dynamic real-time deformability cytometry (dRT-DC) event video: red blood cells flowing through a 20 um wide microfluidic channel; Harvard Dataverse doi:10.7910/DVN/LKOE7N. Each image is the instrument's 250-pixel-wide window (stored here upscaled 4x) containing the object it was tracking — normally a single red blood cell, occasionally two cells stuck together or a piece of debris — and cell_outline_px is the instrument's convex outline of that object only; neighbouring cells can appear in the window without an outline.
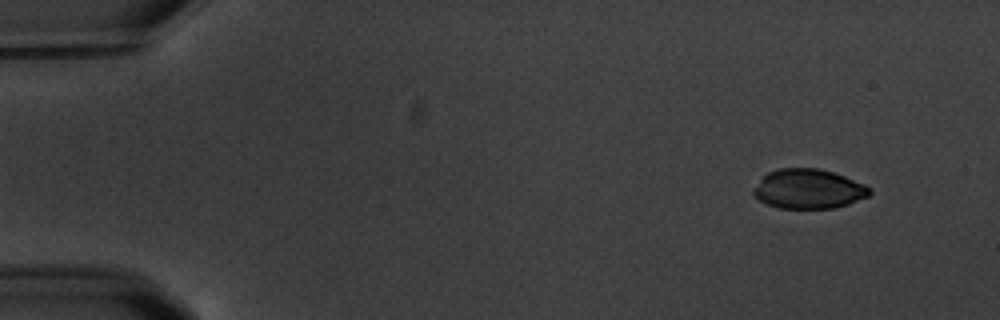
{"species": "common noctule bat (a hibernating species)", "species_latin": "Nyctalus noctula", "temperature_condition": "warm", "stored_images_in_passage": 4, "camera_frame_rate_fps": 3000, "um_per_image_px": 0.085, "animal": {"sex": "male", "body_mass_g": 20.1, "forearm_length_mm": 53.5}, "frame": {"image": 1, "passage_image": 1, "time_ms": 0.0, "image_size_px": [1000, 320], "cell_outline_px": [[872, 192], [868, 196], [848, 204], [832, 208], [780, 208], [768, 204], [752, 196], [752, 192], [760, 180], [768, 172], [780, 168], [820, 168], [844, 176], [864, 184], [872, 188]], "centroid_in_image_um": [68.73, 16.05], "position_along_channel_um": 16.3, "area_um2": 26.65}}
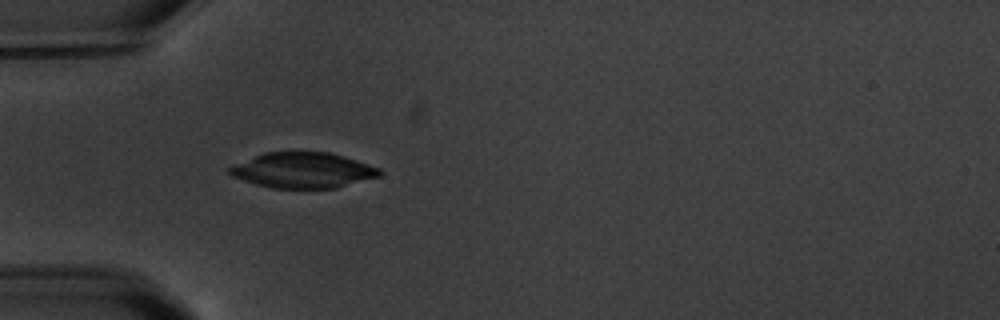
{"frame": {"image": 2, "passage_image": 4, "time_ms": 4.333, "image_size_px": [1000, 320], "cell_outline_px": [[384, 172], [380, 176], [336, 188], [272, 188], [256, 184], [232, 176], [228, 172], [228, 168], [236, 164], [264, 152], [328, 152], [344, 156], [380, 168]], "centroid_in_image_um": [25.78, 14.47], "position_along_channel_um": 59.2, "area_um2": 30.87}}